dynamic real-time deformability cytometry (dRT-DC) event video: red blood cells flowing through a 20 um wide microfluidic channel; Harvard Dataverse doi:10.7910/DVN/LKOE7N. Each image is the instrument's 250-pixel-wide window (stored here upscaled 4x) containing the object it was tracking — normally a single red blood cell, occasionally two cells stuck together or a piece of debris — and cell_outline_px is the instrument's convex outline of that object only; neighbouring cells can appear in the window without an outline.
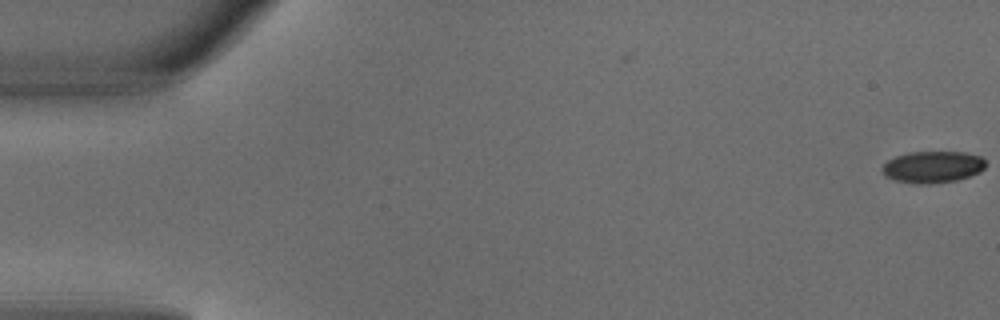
{"species": "common noctule bat (a hibernating species)", "species_latin": "Nyctalus noctula", "temperature_condition": "warm", "stored_images_in_passage": 2, "camera_frame_rate_fps": 3000, "um_per_image_px": 0.085, "animal": {"sex": "male", "body_mass_g": 18.8}, "frame": {"image": 1, "passage_image": 2, "time_ms": 0.333, "image_size_px": [1000, 320], "cell_outline_px": [[984, 168], [980, 172], [956, 180], [928, 184], [916, 184], [896, 180], [884, 176], [880, 168], [888, 160], [896, 156], [908, 152], [964, 152], [980, 156], [984, 160]], "centroid_in_image_um": [79.24, 14.19], "position_along_channel_um": 5.8, "area_um2": 19.07}}